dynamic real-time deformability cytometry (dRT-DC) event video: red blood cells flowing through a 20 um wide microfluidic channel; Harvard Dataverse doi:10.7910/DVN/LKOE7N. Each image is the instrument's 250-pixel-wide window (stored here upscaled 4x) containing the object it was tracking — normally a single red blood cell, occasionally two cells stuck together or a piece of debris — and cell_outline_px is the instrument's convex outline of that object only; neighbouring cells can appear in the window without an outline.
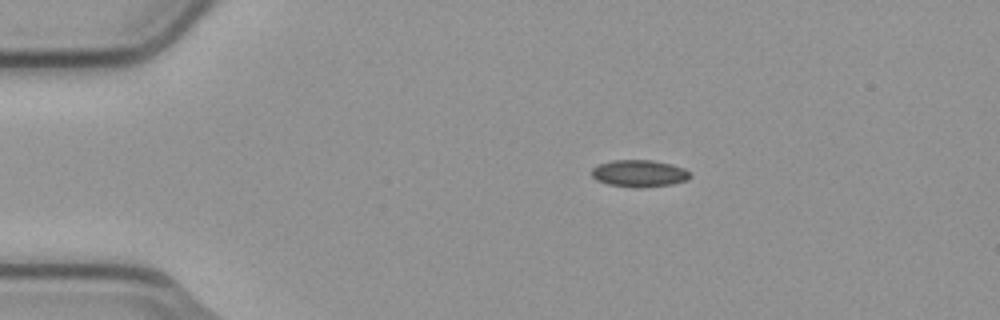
{"species": "common noctule bat (a hibernating species)", "species_latin": "Nyctalus noctula", "temperature_condition": "cold", "stored_images_in_passage": 5, "camera_frame_rate_fps": 3000, "um_per_image_px": 0.085, "animal": {"sex": "male", "body_mass_g": 23.1, "forearm_length_mm": 52.7}, "frame": {"image": 1, "passage_image": 2, "time_ms": 0.333, "image_size_px": [1000, 320], "cell_outline_px": [[692, 176], [688, 180], [672, 184], [644, 188], [636, 188], [608, 184], [596, 180], [592, 176], [592, 168], [596, 164], [612, 160], [652, 160], [672, 164], [684, 168]], "centroid_in_image_um": [54.33, 14.74], "position_along_channel_um": 30.7, "area_um2": 15.72}}
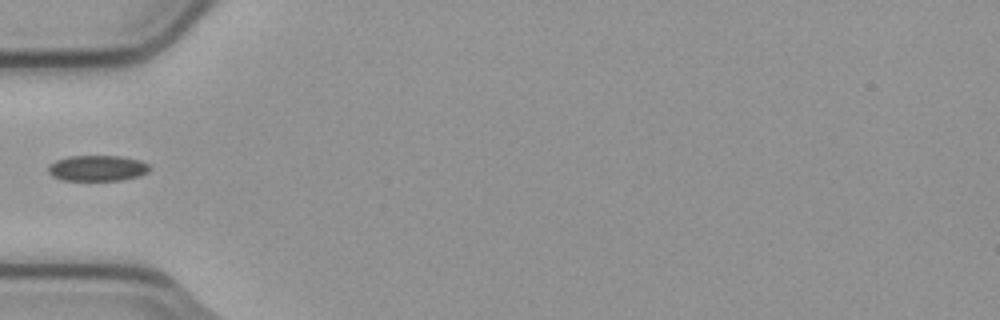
{"frame": {"image": 2, "passage_image": 4, "time_ms": 1.0, "image_size_px": [1000, 320], "cell_outline_px": [[148, 172], [140, 176], [120, 180], [64, 180], [52, 176], [48, 172], [48, 164], [56, 160], [68, 156], [120, 156], [140, 160], [148, 164]], "centroid_in_image_um": [8.25, 14.29], "position_along_channel_um": 76.7, "area_um2": 15.2}}
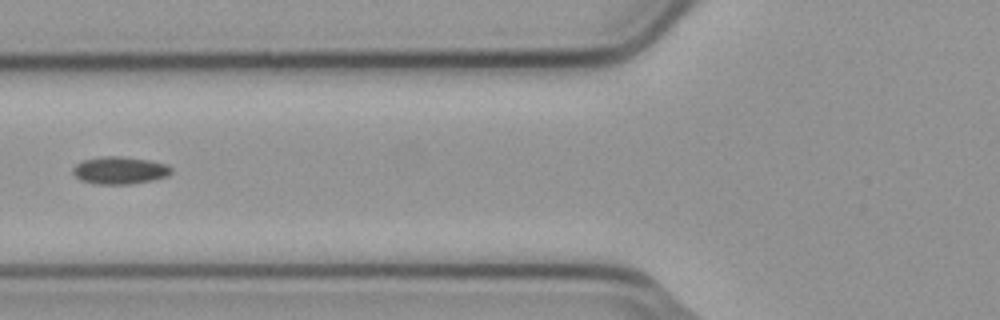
{"frame": {"image": 3, "passage_image": 5, "time_ms": 1.333, "image_size_px": [1000, 320], "cell_outline_px": [[172, 172], [168, 176], [152, 180], [132, 184], [96, 184], [80, 180], [72, 172], [72, 168], [76, 164], [84, 160], [104, 156], [120, 156], [148, 160], [168, 164], [172, 168]], "centroid_in_image_um": [10.19, 14.48], "position_along_channel_um": 115.6, "area_um2": 15.78}}